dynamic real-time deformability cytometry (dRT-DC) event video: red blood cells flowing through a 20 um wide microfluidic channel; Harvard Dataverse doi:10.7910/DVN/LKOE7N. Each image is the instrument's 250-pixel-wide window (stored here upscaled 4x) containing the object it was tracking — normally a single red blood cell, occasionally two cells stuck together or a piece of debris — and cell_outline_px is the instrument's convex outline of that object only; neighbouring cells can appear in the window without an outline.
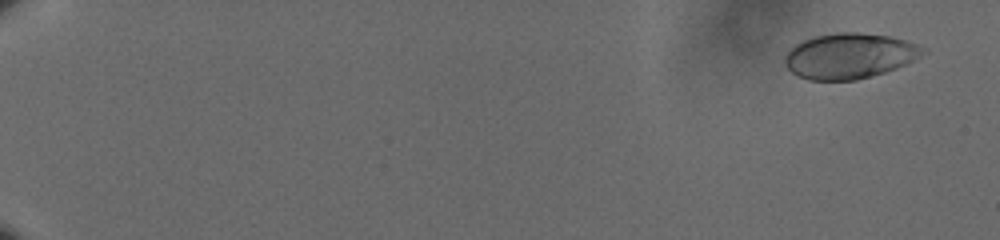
{"species": "human", "species_latin": "Homo sapiens", "temperature_condition": "cold", "stored_images_in_passage": 61, "camera_frame_rate_fps": 3000, "um_per_image_px": 0.085, "donor": {"sex": "male"}, "frame": {"image": 1, "passage_image": 4, "time_ms": 1.0, "image_size_px": [1000, 240], "cell_outline_px": [[928, 52], [896, 68], [872, 76], [856, 80], [808, 80], [796, 76], [784, 64], [784, 56], [796, 44], [804, 40], [816, 36], [836, 32], [860, 32], [888, 36], [908, 40], [924, 48]], "centroid_in_image_um": [72.2, 4.75], "position_along_channel_um": 12.8, "area_um2": 36.53}}
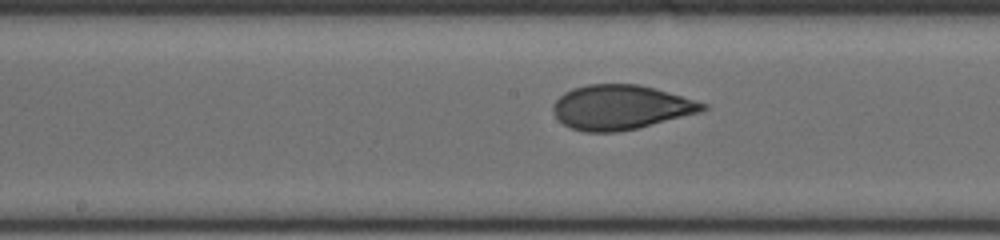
{"frame": {"image": 2, "passage_image": 36, "time_ms": 11.667, "image_size_px": [1000, 240], "cell_outline_px": [[708, 108], [700, 112], [640, 128], [616, 132], [584, 132], [572, 128], [564, 124], [556, 116], [552, 108], [552, 104], [564, 92], [572, 88], [588, 84], [640, 84], [656, 88], [696, 100], [708, 104]], "centroid_in_image_um": [52.78, 9.11], "position_along_channel_um": 195.4, "area_um2": 39.02}}
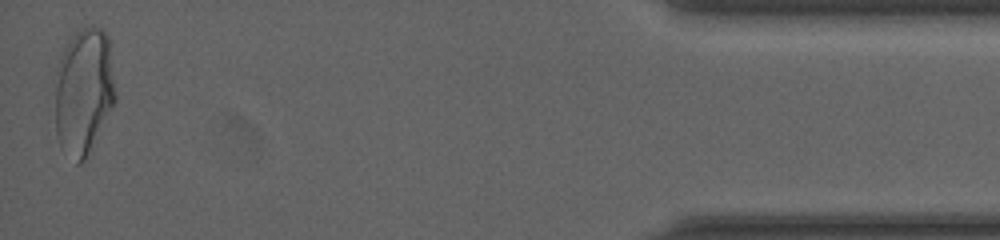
{"frame": {"image": 3, "passage_image": 61, "time_ms": 20.0, "image_size_px": [1000, 240], "cell_outline_px": [[116, 100], [84, 160], [80, 164], [76, 164], [60, 148], [56, 132], [56, 68], [60, 56], [68, 40], [76, 32], [92, 24], [100, 28], [108, 36], [116, 96]], "centroid_in_image_um": [7.1, 7.75], "position_along_channel_um": 428.1, "area_um2": 44.51}, "authors_computed_cell_mechanics": {"area_um2": 37.9746, "velocity_mm_per_s": 3.5978, "shape_relaxation_time_tau1_ms": 5.2714, "shape_relaxation_time_tau2_ms": 0.7528, "deformation_change_tau1": 0.1595, "deformation_change_tau2": 0.0632}}